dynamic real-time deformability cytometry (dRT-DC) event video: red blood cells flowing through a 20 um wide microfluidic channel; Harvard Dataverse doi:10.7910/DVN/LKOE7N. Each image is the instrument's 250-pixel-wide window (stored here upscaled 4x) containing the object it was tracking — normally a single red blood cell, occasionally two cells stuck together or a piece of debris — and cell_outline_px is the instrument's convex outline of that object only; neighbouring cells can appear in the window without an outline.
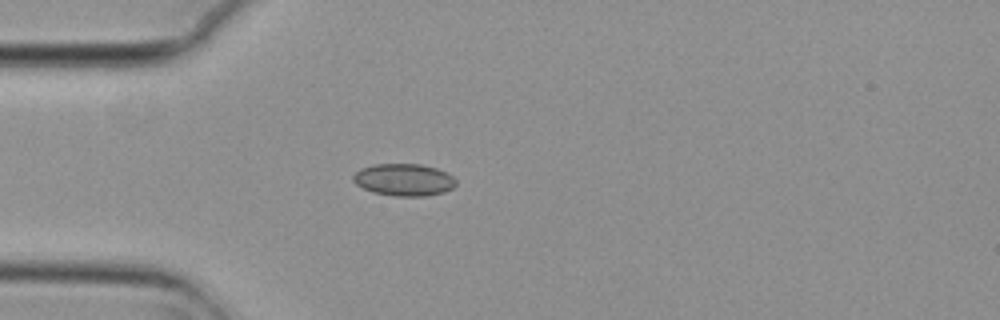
{"species": "common noctule bat (a hibernating species)", "species_latin": "Nyctalus noctula", "temperature_condition": "cold", "stored_images_in_passage": 4, "camera_frame_rate_fps": 3000, "um_per_image_px": 0.085, "animal": {"sex": "female", "body_mass_g": 29.2, "forearm_length_mm": 56.3}, "frame": {"image": 1, "passage_image": 4, "time_ms": 1.0, "image_size_px": [1000, 320], "cell_outline_px": [[456, 184], [452, 188], [444, 192], [428, 196], [396, 196], [372, 192], [356, 184], [352, 180], [352, 176], [360, 168], [372, 164], [420, 164], [436, 168], [448, 172], [456, 180]], "centroid_in_image_um": [34.33, 15.28], "position_along_channel_um": 50.7, "area_um2": 19.42}}